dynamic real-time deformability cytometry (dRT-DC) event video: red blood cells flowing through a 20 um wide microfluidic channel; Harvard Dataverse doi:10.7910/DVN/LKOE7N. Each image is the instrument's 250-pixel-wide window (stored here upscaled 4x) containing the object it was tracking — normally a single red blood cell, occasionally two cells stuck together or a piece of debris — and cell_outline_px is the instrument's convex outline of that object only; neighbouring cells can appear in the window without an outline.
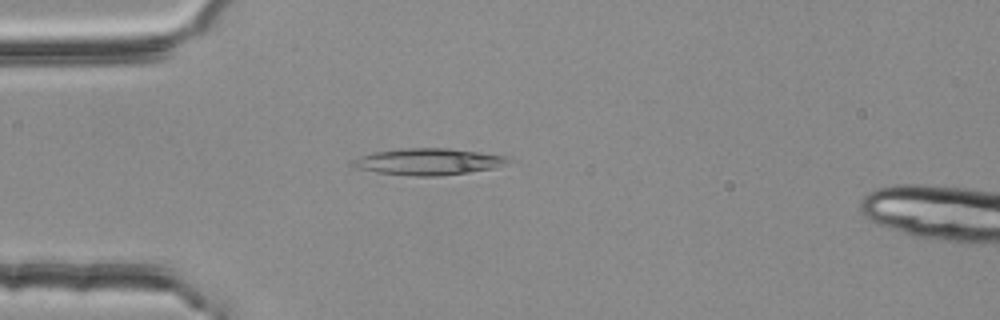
{"species": "common noctule bat (a hibernating species)", "species_latin": "Nyctalus noctula", "temperature_condition": "room temperature", "stored_images_in_passage": 3, "camera_frame_rate_fps": 3000, "um_per_image_px": 0.085, "animal": {"sex": "female", "body_mass_g": 25.1}, "frame": {"image": 1, "passage_image": 2, "time_ms": 0.333, "image_size_px": [1000, 320], "cell_outline_px": [[512, 160], [492, 168], [440, 176], [416, 176], [376, 172], [360, 168], [352, 164], [352, 160], [360, 156], [376, 152], [408, 148], [448, 148], [480, 152], [508, 156]], "centroid_in_image_um": [36.43, 13.73], "position_along_channel_um": 48.6, "area_um2": 23.58}}